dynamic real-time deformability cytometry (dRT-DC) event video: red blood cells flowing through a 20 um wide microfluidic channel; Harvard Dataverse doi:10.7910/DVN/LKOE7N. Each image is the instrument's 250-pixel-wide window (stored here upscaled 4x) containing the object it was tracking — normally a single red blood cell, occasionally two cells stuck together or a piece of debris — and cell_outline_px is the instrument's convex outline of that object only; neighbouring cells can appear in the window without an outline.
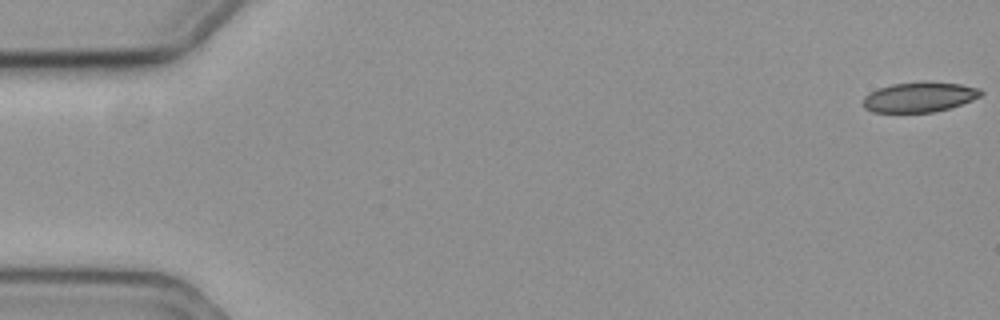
{"species": "common noctule bat (a hibernating species)", "species_latin": "Nyctalus noctula", "temperature_condition": "cold", "stored_images_in_passage": 12, "camera_frame_rate_fps": 3000, "um_per_image_px": 0.085, "animal": {"sex": "female", "body_mass_g": 19.3, "forearm_length_mm": 54.1}, "frame": {"image": 1, "passage_image": 1, "time_ms": 0.0, "image_size_px": [1000, 320], "cell_outline_px": [[984, 92], [980, 96], [972, 100], [948, 108], [932, 112], [872, 112], [864, 108], [864, 96], [868, 92], [876, 88], [892, 84], [920, 80], [928, 80], [960, 84], [980, 88]], "centroid_in_image_um": [78.13, 8.22], "position_along_channel_um": 6.9, "area_um2": 20.98}}